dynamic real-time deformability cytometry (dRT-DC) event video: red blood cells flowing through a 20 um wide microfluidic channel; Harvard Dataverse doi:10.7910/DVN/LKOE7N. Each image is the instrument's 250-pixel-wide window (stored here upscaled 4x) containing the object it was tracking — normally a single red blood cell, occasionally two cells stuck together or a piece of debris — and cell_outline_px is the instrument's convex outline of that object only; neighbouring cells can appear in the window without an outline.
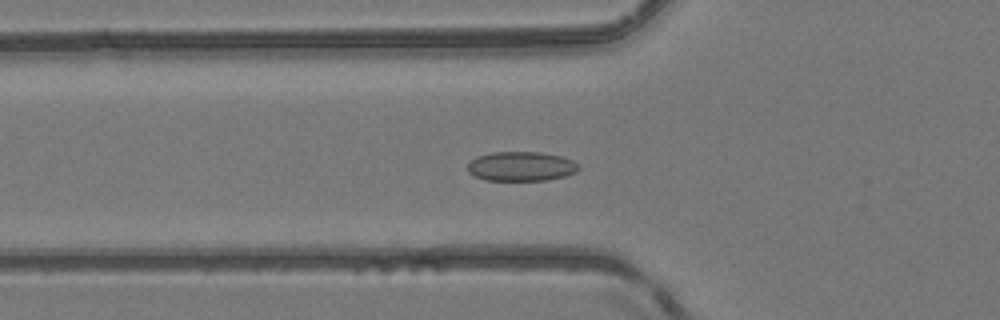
{"species": "common noctule bat (a hibernating species)", "species_latin": "Nyctalus noctula", "temperature_condition": "room temperature", "stored_images_in_passage": 51, "camera_frame_rate_fps": 3000, "um_per_image_px": 0.085, "animal": {"sex": "female", "body_mass_g": 24.6, "forearm_length_mm": 56.2}, "frame": {"image": 1, "passage_image": 19, "time_ms": 6.0, "image_size_px": [1000, 320], "cell_outline_px": [[580, 168], [576, 172], [564, 176], [548, 180], [484, 180], [468, 172], [468, 164], [476, 156], [492, 152], [540, 152], [560, 156], [572, 160], [580, 164]], "centroid_in_image_um": [44.31, 14.13], "position_along_channel_um": 81.5, "area_um2": 19.07}}
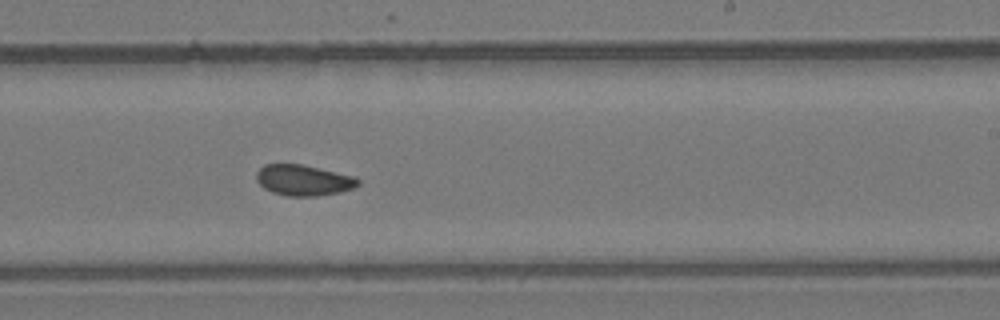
{"frame": {"image": 2, "passage_image": 32, "time_ms": 10.333, "image_size_px": [1000, 320], "cell_outline_px": [[360, 184], [356, 188], [340, 192], [316, 196], [288, 196], [272, 192], [264, 188], [256, 180], [256, 172], [264, 164], [300, 164], [356, 176], [360, 180]], "centroid_in_image_um": [25.83, 15.32], "position_along_channel_um": 263.2, "area_um2": 18.38}}
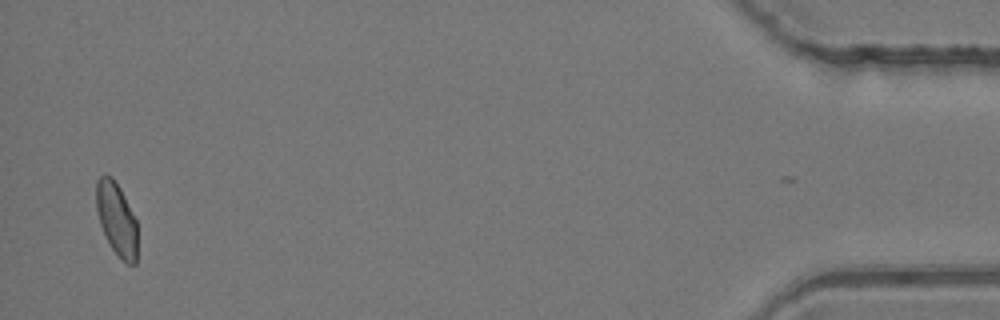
{"frame": {"image": 3, "passage_image": 50, "time_ms": 16.333, "image_size_px": [1000, 320], "cell_outline_px": [[136, 264], [128, 264], [112, 248], [100, 224], [96, 208], [96, 180], [104, 172], [112, 176], [120, 188], [136, 220]], "centroid_in_image_um": [9.89, 18.54], "position_along_channel_um": 425.3, "area_um2": 17.22}, "authors_computed_cell_mechanics": {"area_um2": 18.5538, "velocity_mm_per_s": 4.182, "shape_relaxation_time_tau1_ms": null, "shape_relaxation_time_tau2_ms": 1.2029, "deformation_change_tau1": null, "deformation_change_tau2": 0.0511}}